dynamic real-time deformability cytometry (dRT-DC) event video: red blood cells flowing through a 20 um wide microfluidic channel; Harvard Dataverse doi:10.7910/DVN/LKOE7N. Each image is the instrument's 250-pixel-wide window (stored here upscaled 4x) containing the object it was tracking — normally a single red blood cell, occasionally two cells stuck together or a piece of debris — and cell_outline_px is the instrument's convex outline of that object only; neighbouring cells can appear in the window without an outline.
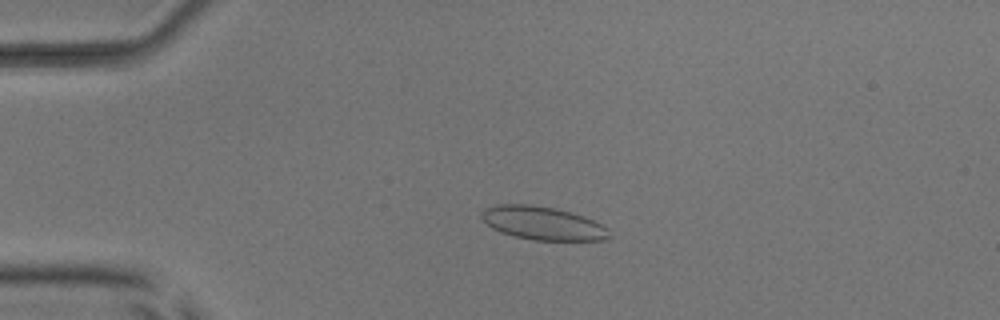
{"species": "common noctule bat (a hibernating species)", "species_latin": "Nyctalus noctula", "temperature_condition": "room temperature", "stored_images_in_passage": 54, "camera_frame_rate_fps": 3000, "um_per_image_px": 0.085, "animal": {"sex": "male", "body_mass_g": 17.9, "forearm_length_mm": 54.2}, "frame": {"image": 1, "passage_image": 13, "time_ms": 4.0, "image_size_px": [1000, 320], "cell_outline_px": [[608, 236], [604, 240], [536, 240], [516, 236], [500, 232], [492, 228], [480, 216], [484, 208], [496, 204], [528, 204], [556, 208], [572, 212], [584, 216], [608, 228]], "centroid_in_image_um": [46.1, 18.95], "position_along_channel_um": 38.9, "area_um2": 24.62}}
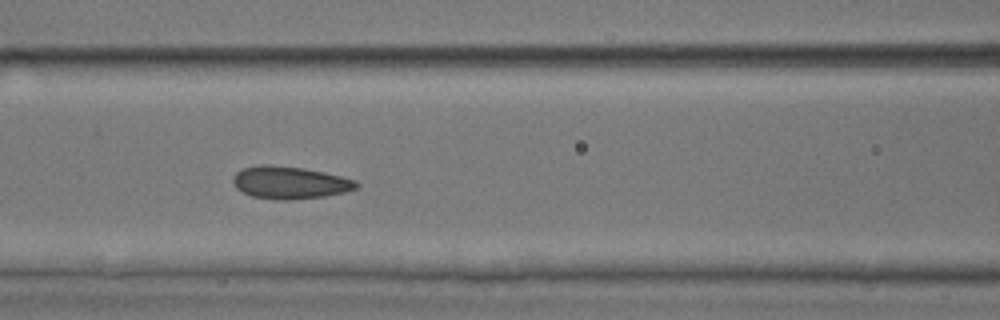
{"frame": {"image": 2, "passage_image": 24, "time_ms": 7.667, "image_size_px": [1000, 320], "cell_outline_px": [[360, 184], [356, 188], [344, 192], [324, 196], [288, 200], [280, 200], [252, 196], [236, 188], [232, 180], [236, 172], [240, 168], [260, 164], [268, 164], [304, 168], [324, 172], [356, 180]], "centroid_in_image_um": [24.61, 15.5], "position_along_channel_um": 142.0, "area_um2": 23.35}}
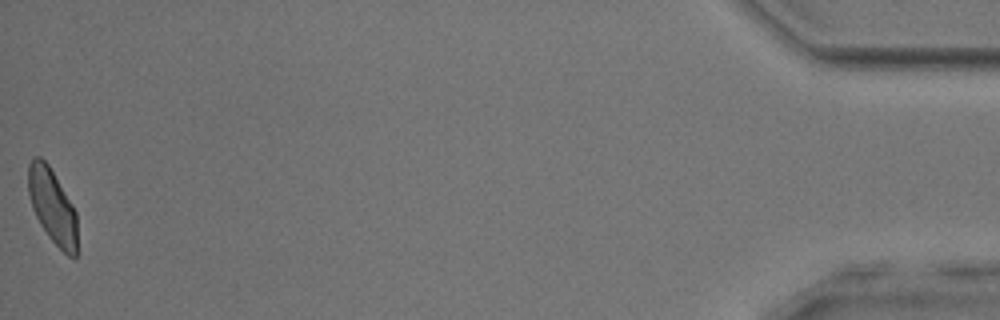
{"frame": {"image": 3, "passage_image": 54, "time_ms": 17.667, "image_size_px": [1000, 320], "cell_outline_px": [[76, 256], [68, 256], [48, 236], [40, 224], [32, 208], [28, 192], [28, 164], [36, 156], [40, 156], [48, 164], [72, 204], [76, 212]], "centroid_in_image_um": [4.43, 17.51], "position_along_channel_um": 430.8, "area_um2": 20.98}, "authors_computed_cell_mechanics": {"area_um2": 23.0333, "velocity_mm_per_s": 3.8436, "shape_relaxation_time_tau1_ms": 5.7902, "shape_relaxation_time_tau2_ms": 1.1037, "deformation_change_tau1": 0.1152, "deformation_change_tau2": 0.0708}}